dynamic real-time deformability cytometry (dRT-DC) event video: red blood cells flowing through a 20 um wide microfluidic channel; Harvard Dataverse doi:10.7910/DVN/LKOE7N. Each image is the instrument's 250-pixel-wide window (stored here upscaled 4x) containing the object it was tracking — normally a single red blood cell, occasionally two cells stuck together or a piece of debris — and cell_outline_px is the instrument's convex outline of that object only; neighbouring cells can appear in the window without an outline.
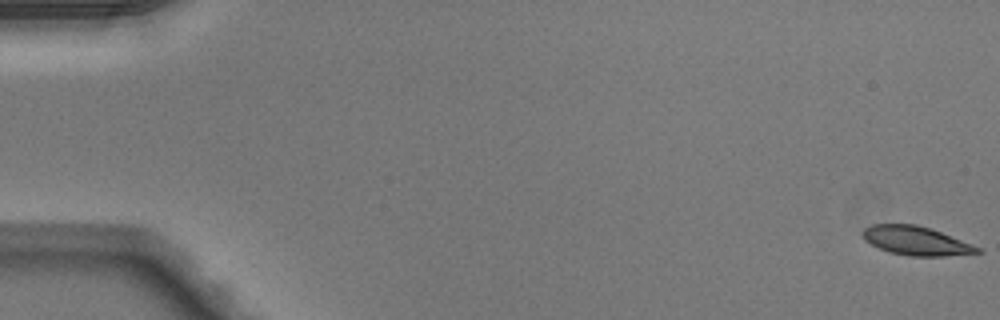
{"species": "Egyptian fruit bat (a non-hibernating species)", "species_latin": "Rousettus aegyptiacus", "temperature_condition": "warm", "stored_images_in_passage": 10, "camera_frame_rate_fps": 3000, "um_per_image_px": 0.085, "animal": {"sex": "male"}, "frame": {"image": 1, "passage_image": 1, "time_ms": 0.0, "image_size_px": [1000, 320], "cell_outline_px": [[984, 252], [944, 256], [908, 256], [888, 252], [864, 240], [860, 232], [864, 228], [872, 224], [916, 224], [932, 228], [972, 244], [980, 248]], "centroid_in_image_um": [77.85, 20.46], "position_along_channel_um": 7.2, "area_um2": 19.48}}